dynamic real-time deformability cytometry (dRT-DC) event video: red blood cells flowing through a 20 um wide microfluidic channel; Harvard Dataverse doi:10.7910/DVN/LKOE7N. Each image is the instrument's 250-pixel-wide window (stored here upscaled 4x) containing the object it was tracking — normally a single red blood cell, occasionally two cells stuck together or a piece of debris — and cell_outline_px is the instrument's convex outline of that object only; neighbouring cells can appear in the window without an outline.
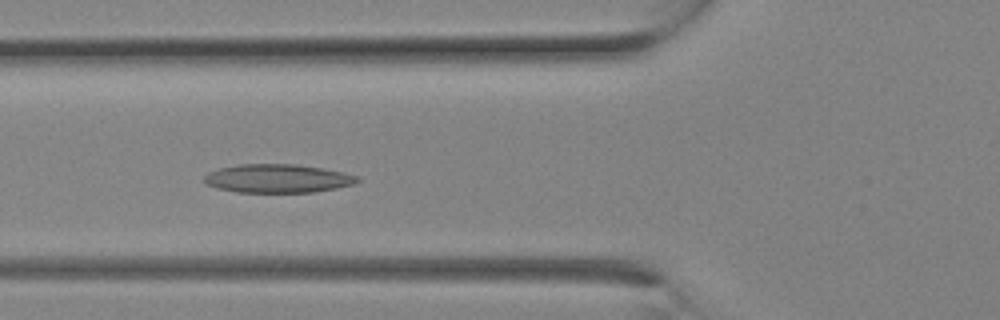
{"species": "Egyptian fruit bat (a non-hibernating species)", "species_latin": "Rousettus aegyptiacus", "temperature_condition": "room temperature", "stored_images_in_passage": 13, "camera_frame_rate_fps": 3000, "um_per_image_px": 0.085, "animal": {"sex": "female"}, "frame": {"image": 1, "passage_image": 10, "time_ms": 3.0, "image_size_px": [1000, 320], "cell_outline_px": [[360, 180], [356, 184], [336, 188], [312, 192], [236, 192], [216, 188], [208, 184], [204, 180], [204, 176], [208, 172], [220, 168], [240, 164], [296, 164], [324, 168], [344, 172], [360, 176]], "centroid_in_image_um": [23.64, 15.16], "position_along_channel_um": 102.2, "area_um2": 25.61}}
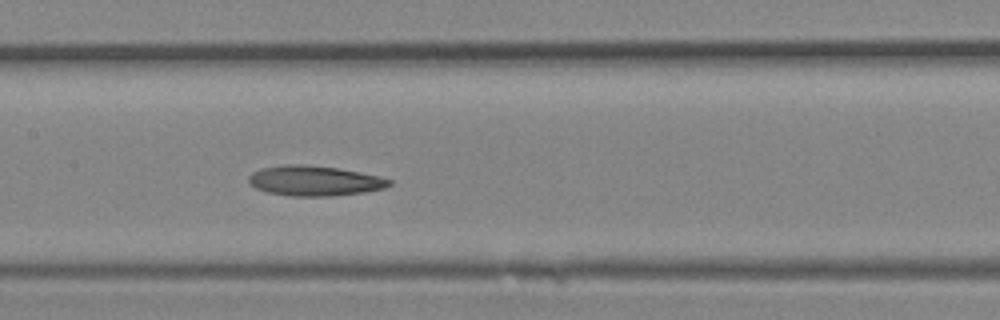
{"frame": {"image": 2, "passage_image": 13, "time_ms": 4.0, "image_size_px": [1000, 320], "cell_outline_px": [[392, 184], [384, 188], [364, 192], [332, 196], [292, 196], [268, 192], [256, 188], [248, 184], [248, 176], [252, 172], [260, 168], [284, 164], [304, 164], [336, 168], [380, 176], [392, 180]], "centroid_in_image_um": [26.7, 15.36], "position_along_channel_um": 180.7, "area_um2": 24.74}}